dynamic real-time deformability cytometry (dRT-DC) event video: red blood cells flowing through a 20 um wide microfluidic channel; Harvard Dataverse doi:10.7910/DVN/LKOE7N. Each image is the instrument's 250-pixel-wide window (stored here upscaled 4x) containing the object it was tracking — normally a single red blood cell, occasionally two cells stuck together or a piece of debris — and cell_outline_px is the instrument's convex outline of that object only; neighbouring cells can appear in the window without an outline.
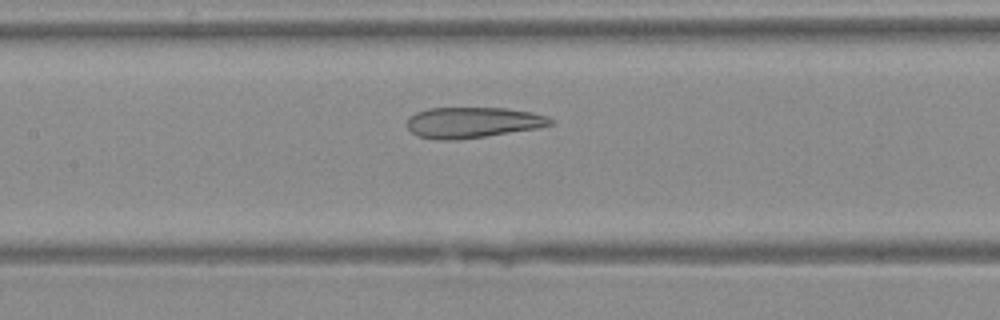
{"species": "Egyptian fruit bat (a non-hibernating species)", "species_latin": "Rousettus aegyptiacus", "temperature_condition": "warm", "stored_images_in_passage": 24, "camera_frame_rate_fps": 3000, "um_per_image_px": 0.085, "animal": {"sex": "female"}, "frame": {"image": 1, "passage_image": 9, "time_ms": 2.667, "image_size_px": [1000, 320], "cell_outline_px": [[552, 124], [540, 128], [484, 136], [448, 140], [440, 140], [416, 136], [408, 128], [408, 116], [416, 112], [428, 108], [504, 108], [532, 112], [548, 116], [552, 120]], "centroid_in_image_um": [40.17, 10.4], "position_along_channel_um": 167.2, "area_um2": 25.61}}
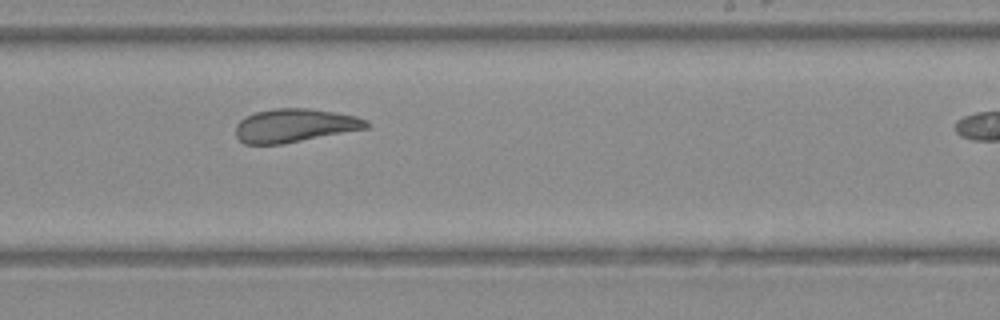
{"frame": {"image": 2, "passage_image": 15, "time_ms": 4.667, "image_size_px": [1000, 320], "cell_outline_px": [[368, 128], [280, 144], [244, 144], [236, 136], [236, 124], [240, 120], [256, 112], [276, 108], [308, 108], [356, 116], [368, 120]], "centroid_in_image_um": [25.03, 10.66], "position_along_channel_um": 264.0, "area_um2": 25.14}}
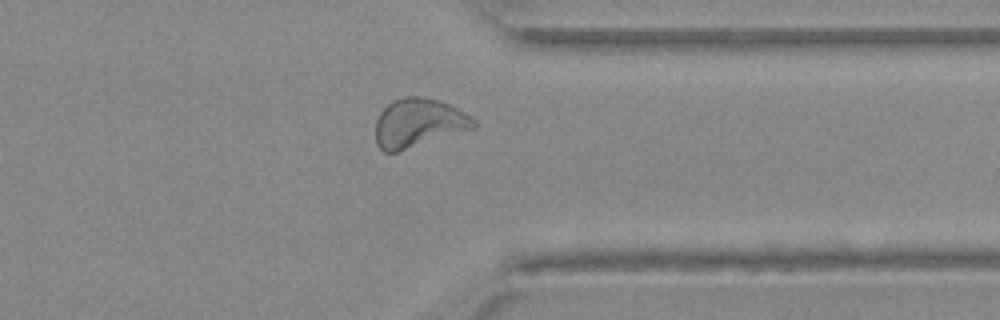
{"frame": {"image": 3, "passage_image": 22, "time_ms": 7.0, "image_size_px": [1000, 320], "cell_outline_px": [[476, 128], [396, 152], [384, 152], [376, 144], [376, 120], [380, 112], [392, 100], [404, 96], [420, 96], [440, 100], [464, 112], [476, 120]], "centroid_in_image_um": [35.57, 10.44], "position_along_channel_um": 375.8, "area_um2": 27.92}}